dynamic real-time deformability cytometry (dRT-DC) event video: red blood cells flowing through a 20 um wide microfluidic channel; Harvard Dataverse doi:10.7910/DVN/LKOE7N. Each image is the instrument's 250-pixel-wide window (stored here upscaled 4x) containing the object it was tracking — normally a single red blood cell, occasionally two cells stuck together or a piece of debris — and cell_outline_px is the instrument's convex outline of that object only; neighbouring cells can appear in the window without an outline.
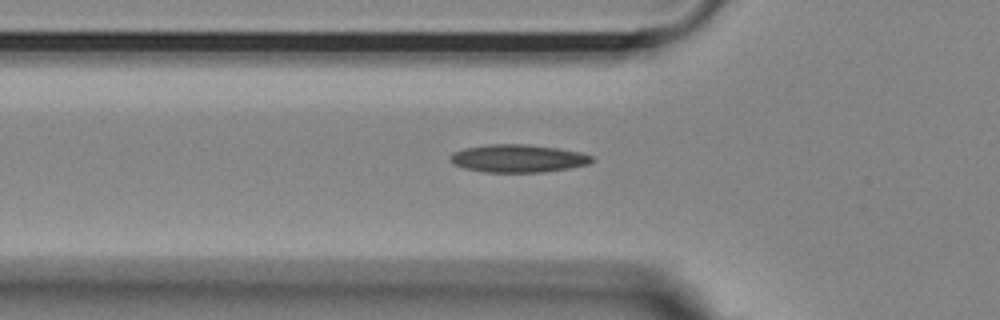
{"species": "Egyptian fruit bat (a non-hibernating species)", "species_latin": "Rousettus aegyptiacus", "temperature_condition": "room temperature", "stored_images_in_passage": 34, "camera_frame_rate_fps": 3000, "um_per_image_px": 0.085, "animal": {"sex": "female"}, "frame": {"image": 1, "passage_image": 2, "time_ms": 0.333, "image_size_px": [1000, 320], "cell_outline_px": [[596, 160], [588, 164], [568, 168], [544, 172], [484, 172], [464, 168], [452, 164], [448, 160], [448, 156], [452, 152], [464, 148], [488, 144], [528, 144], [556, 148], [580, 152], [592, 156]], "centroid_in_image_um": [43.98, 13.46], "position_along_channel_um": 81.8, "area_um2": 23.18}}
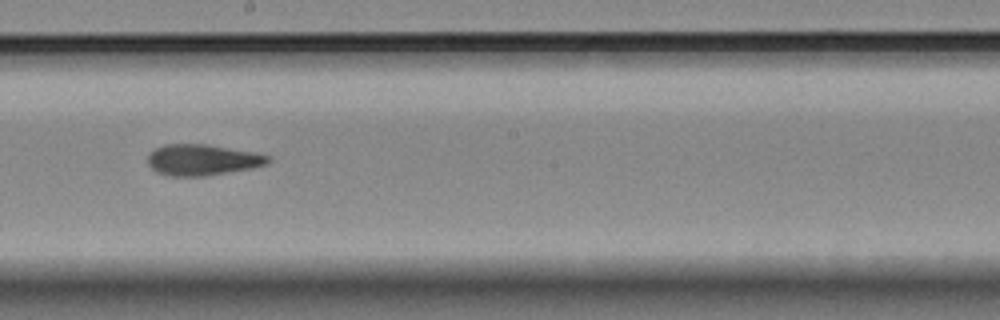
{"frame": {"image": 2, "passage_image": 14, "time_ms": 4.333, "image_size_px": [1000, 320], "cell_outline_px": [[272, 160], [268, 164], [252, 168], [204, 176], [172, 176], [156, 172], [148, 164], [148, 152], [164, 144], [208, 144], [256, 152], [268, 156]], "centroid_in_image_um": [17.21, 13.58], "position_along_channel_um": 231.0, "area_um2": 21.91}}
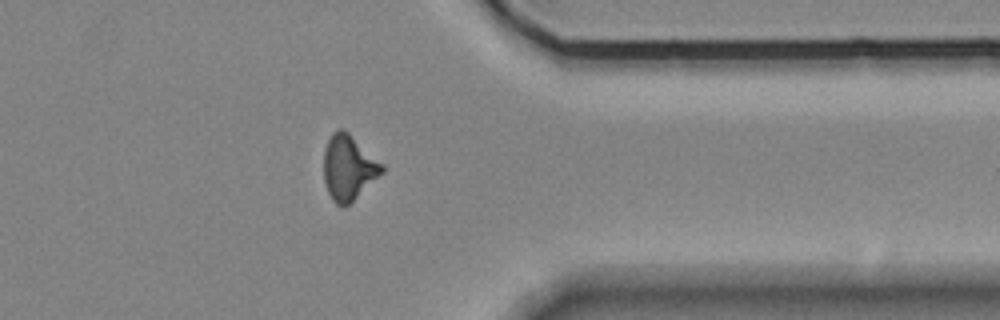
{"frame": {"image": 3, "passage_image": 27, "time_ms": 8.667, "image_size_px": [1000, 320], "cell_outline_px": [[384, 172], [344, 208], [340, 208], [332, 200], [328, 192], [324, 180], [324, 148], [332, 132], [340, 128], [344, 128], [384, 164]], "centroid_in_image_um": [29.63, 14.24], "position_along_channel_um": 381.8, "area_um2": 22.25}}